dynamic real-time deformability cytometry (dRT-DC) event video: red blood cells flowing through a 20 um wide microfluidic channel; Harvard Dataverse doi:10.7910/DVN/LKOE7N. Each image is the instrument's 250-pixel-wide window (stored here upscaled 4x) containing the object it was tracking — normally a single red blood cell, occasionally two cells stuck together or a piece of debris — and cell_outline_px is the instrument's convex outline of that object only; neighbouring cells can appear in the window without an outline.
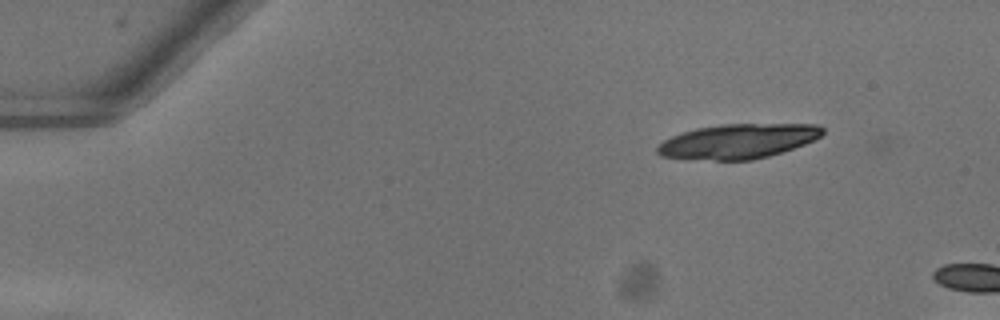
{"species": "common noctule bat (a hibernating species)", "species_latin": "Nyctalus noctula", "temperature_condition": "warm", "stored_images_in_passage": 3, "camera_frame_rate_fps": 3000, "um_per_image_px": 0.085, "animal": {"sex": "female"}, "frame": {"image": 1, "passage_image": 2, "time_ms": 0.333, "image_size_px": [1000, 320], "cell_outline_px": [[824, 132], [820, 136], [804, 144], [768, 156], [752, 160], [716, 160], [660, 156], [656, 152], [656, 148], [664, 140], [672, 136], [696, 128], [720, 124], [816, 124], [824, 128]], "centroid_in_image_um": [62.73, 11.99], "position_along_channel_um": 22.3, "area_um2": 33.0}}